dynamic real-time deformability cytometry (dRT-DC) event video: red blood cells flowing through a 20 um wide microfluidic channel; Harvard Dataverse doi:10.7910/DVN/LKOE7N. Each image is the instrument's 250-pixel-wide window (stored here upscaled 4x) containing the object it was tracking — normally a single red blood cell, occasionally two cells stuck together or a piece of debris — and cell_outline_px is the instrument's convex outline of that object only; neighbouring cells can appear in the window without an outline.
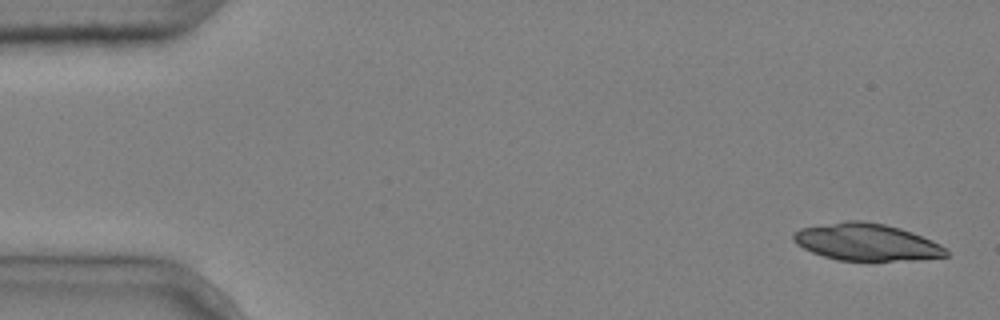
{"species": "common noctule bat (a hibernating species)", "species_latin": "Nyctalus noctula", "temperature_condition": "cold", "stored_images_in_passage": 4, "camera_frame_rate_fps": 3000, "um_per_image_px": 0.085, "animal": {"sex": "male", "body_mass_g": 20.4}, "frame": {"image": 1, "passage_image": 1, "time_ms": 0.0, "image_size_px": [1000, 320], "cell_outline_px": [[948, 256], [920, 260], [836, 260], [812, 252], [796, 244], [792, 240], [792, 232], [800, 228], [848, 220], [860, 220], [884, 224], [900, 228], [912, 232], [932, 240], [940, 244], [948, 252]], "centroid_in_image_um": [73.64, 20.57], "position_along_channel_um": 11.4, "area_um2": 33.0}}